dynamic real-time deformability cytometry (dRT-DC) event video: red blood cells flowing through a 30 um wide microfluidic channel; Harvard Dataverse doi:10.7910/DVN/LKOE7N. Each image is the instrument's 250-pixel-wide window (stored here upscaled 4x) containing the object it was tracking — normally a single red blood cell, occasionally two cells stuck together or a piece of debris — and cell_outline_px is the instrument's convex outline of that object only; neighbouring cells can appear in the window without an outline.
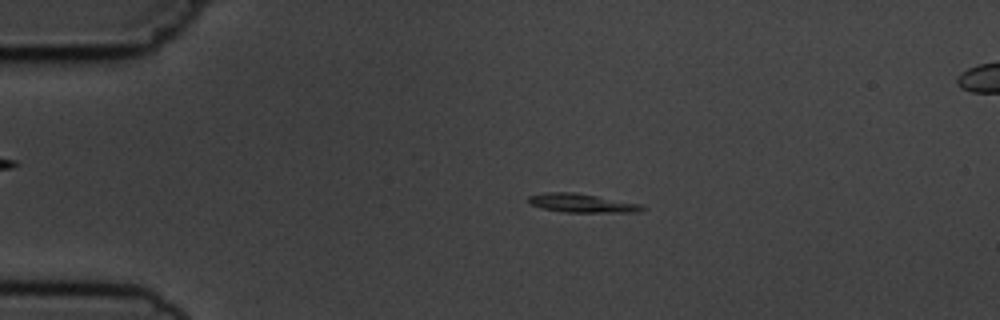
{"species": "common noctule bat (a hibernating species)", "species_latin": "Nyctalus noctula", "temperature_condition": "cold", "stored_images_in_passage": 6, "camera_frame_rate_fps": 3000, "um_per_image_px": 0.085, "animal": {"sex": "male", "body_mass_g": 19.5, "forearm_length_mm": 54.6}, "frame": {"image": 1, "passage_image": 4, "time_ms": 3.333, "image_size_px": [1000, 320], "cell_outline_px": [[648, 208], [640, 212], [564, 212], [544, 208], [528, 204], [528, 196], [544, 192], [572, 192], [596, 196], [640, 204]], "centroid_in_image_um": [49.44, 17.26], "position_along_channel_um": 35.6, "area_um2": 12.31}}